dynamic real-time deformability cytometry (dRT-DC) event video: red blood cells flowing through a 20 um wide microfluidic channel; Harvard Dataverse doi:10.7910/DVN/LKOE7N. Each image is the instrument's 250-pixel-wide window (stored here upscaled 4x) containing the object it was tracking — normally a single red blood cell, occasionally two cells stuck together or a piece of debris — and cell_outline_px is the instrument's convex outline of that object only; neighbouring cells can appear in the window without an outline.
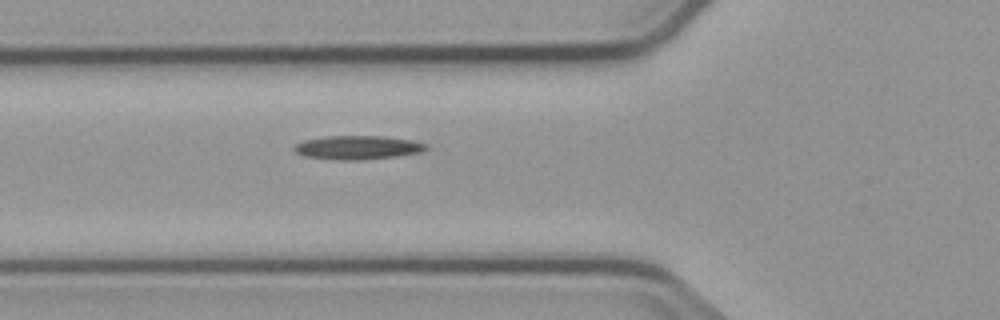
{"species": "common noctule bat (a hibernating species)", "species_latin": "Nyctalus noctula", "temperature_condition": "cold", "stored_images_in_passage": 7, "camera_frame_rate_fps": 3000, "um_per_image_px": 0.085, "animal": {"sex": "male", "body_mass_g": 23.1, "forearm_length_mm": 52.7}, "frame": {"image": 1, "passage_image": 7, "time_ms": 8.667, "image_size_px": [1000, 320], "cell_outline_px": [[428, 148], [420, 152], [396, 156], [360, 160], [340, 160], [304, 156], [296, 152], [292, 148], [296, 144], [304, 140], [324, 136], [384, 136], [408, 140], [428, 144]], "centroid_in_image_um": [30.37, 12.53], "position_along_channel_um": 95.4, "area_um2": 18.15}}